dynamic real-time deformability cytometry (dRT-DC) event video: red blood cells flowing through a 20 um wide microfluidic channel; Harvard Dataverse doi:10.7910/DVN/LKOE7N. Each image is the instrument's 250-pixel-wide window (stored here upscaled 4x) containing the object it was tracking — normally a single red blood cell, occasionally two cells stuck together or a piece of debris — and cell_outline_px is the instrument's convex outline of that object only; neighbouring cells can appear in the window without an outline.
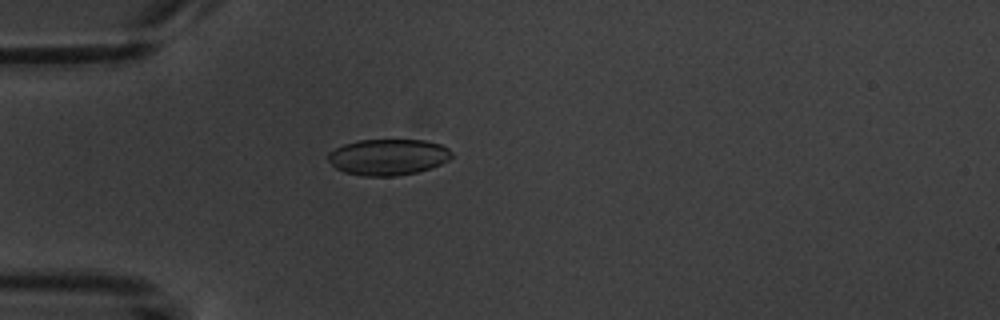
{"species": "common noctule bat (a hibernating species)", "species_latin": "Nyctalus noctula", "temperature_condition": "warm", "stored_images_in_passage": 5, "camera_frame_rate_fps": 3000, "um_per_image_px": 0.085, "animal": {"sex": "male", "body_mass_g": 20.1, "forearm_length_mm": 53.5}, "frame": {"image": 1, "passage_image": 5, "time_ms": 5.333, "image_size_px": [1000, 320], "cell_outline_px": [[452, 156], [448, 160], [432, 168], [416, 172], [396, 176], [364, 176], [344, 172], [336, 168], [328, 160], [328, 152], [344, 144], [360, 140], [424, 140], [440, 144], [448, 148], [452, 152]], "centroid_in_image_um": [32.99, 13.35], "position_along_channel_um": 52.0, "area_um2": 26.01}}